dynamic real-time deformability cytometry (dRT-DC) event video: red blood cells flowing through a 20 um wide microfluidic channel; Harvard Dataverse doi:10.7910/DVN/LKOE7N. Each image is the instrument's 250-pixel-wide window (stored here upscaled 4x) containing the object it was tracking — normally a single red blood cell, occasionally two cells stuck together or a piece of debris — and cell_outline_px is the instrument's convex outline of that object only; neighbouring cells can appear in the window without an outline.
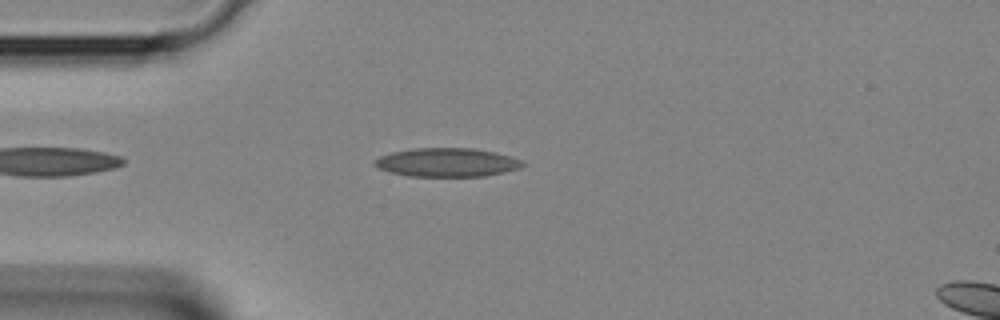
{"species": "Egyptian fruit bat (a non-hibernating species)", "species_latin": "Rousettus aegyptiacus", "temperature_condition": "room temperature", "stored_images_in_passage": 7, "segment_of_instrument_passage": [1, 2], "camera_frame_rate_fps": 3000, "um_per_image_px": 0.085, "animal": {"sex": "female"}, "frame": {"image": 1, "passage_image": 4, "time_ms": 1.0, "image_size_px": [1000, 320], "cell_outline_px": [[528, 164], [520, 168], [504, 172], [484, 176], [408, 176], [388, 172], [372, 164], [372, 160], [380, 156], [392, 152], [412, 148], [476, 148], [496, 152], [524, 160]], "centroid_in_image_um": [38.01, 13.8], "position_along_channel_um": 47.0, "area_um2": 25.09}}